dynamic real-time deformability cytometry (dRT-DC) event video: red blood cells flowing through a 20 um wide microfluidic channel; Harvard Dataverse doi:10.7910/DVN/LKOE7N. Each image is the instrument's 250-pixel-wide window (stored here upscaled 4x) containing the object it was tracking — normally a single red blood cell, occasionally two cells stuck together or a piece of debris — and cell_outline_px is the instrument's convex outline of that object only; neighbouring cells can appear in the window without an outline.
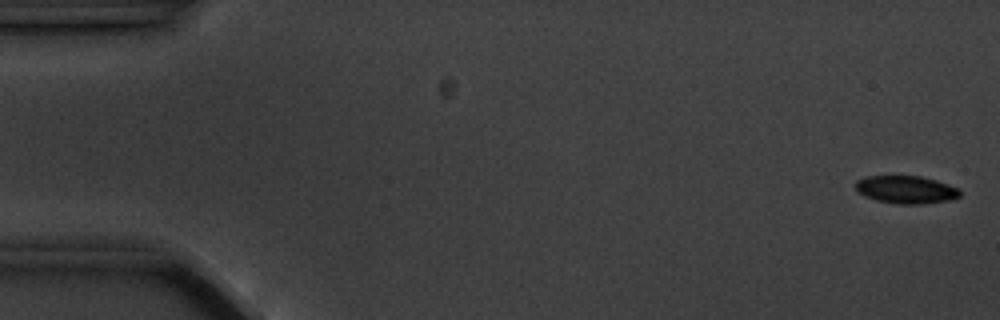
{"species": "common noctule bat (a hibernating species)", "species_latin": "Nyctalus noctula", "temperature_condition": "cold", "stored_images_in_passage": 6, "camera_frame_rate_fps": 3000, "um_per_image_px": 0.085, "animal": {"sex": "male", "body_mass_g": 20.1, "forearm_length_mm": 53.5}, "frame": {"image": 1, "passage_image": 1, "time_ms": 0.0, "image_size_px": [1000, 320], "cell_outline_px": [[960, 196], [948, 200], [920, 204], [896, 204], [876, 200], [864, 196], [856, 192], [856, 180], [864, 176], [920, 176], [936, 180], [948, 184], [956, 188], [960, 192]], "centroid_in_image_um": [76.95, 16.11], "position_along_channel_um": 8.0, "area_um2": 16.88}}
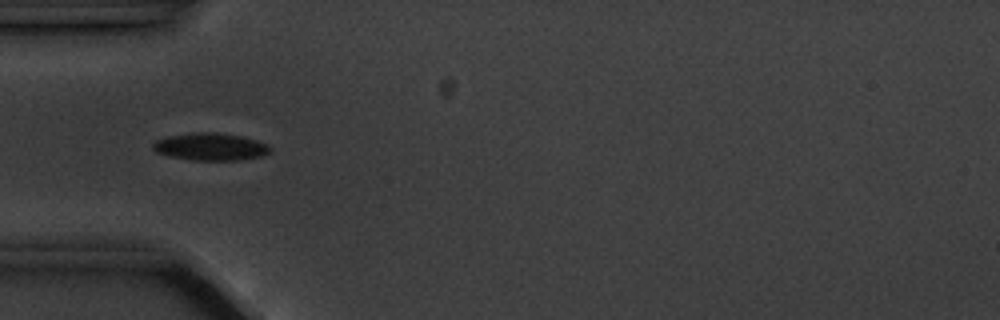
{"frame": {"image": 2, "passage_image": 5, "time_ms": 5.333, "image_size_px": [1000, 320], "cell_outline_px": [[272, 152], [264, 156], [240, 160], [192, 160], [168, 156], [156, 152], [152, 148], [152, 144], [156, 140], [168, 136], [192, 132], [216, 132], [240, 136], [256, 140], [268, 144], [272, 148]], "centroid_in_image_um": [17.92, 12.47], "position_along_channel_um": 67.1, "area_um2": 18.96}}